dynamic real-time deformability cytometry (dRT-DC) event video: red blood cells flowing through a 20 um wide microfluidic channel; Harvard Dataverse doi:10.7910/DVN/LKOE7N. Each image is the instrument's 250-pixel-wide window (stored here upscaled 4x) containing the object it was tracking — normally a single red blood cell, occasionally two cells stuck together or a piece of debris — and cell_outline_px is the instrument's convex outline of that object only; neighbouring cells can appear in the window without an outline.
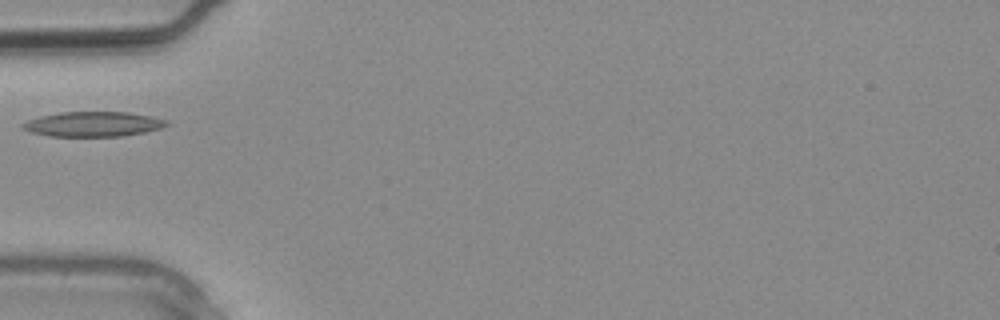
{"species": "common noctule bat (a hibernating species)", "species_latin": "Nyctalus noctula", "temperature_condition": "warm", "stored_images_in_passage": 2, "camera_frame_rate_fps": 3000, "um_per_image_px": 0.085, "animal": {"sex": "male", "body_mass_g": 20.4}, "frame": {"image": 1, "passage_image": 2, "time_ms": 0.333, "image_size_px": [1000, 320], "cell_outline_px": [[172, 124], [160, 128], [144, 132], [124, 136], [48, 136], [32, 132], [20, 128], [20, 124], [28, 120], [40, 116], [60, 112], [128, 112], [152, 116], [168, 120]], "centroid_in_image_um": [7.93, 10.54], "position_along_channel_um": 77.1, "area_um2": 21.04}}